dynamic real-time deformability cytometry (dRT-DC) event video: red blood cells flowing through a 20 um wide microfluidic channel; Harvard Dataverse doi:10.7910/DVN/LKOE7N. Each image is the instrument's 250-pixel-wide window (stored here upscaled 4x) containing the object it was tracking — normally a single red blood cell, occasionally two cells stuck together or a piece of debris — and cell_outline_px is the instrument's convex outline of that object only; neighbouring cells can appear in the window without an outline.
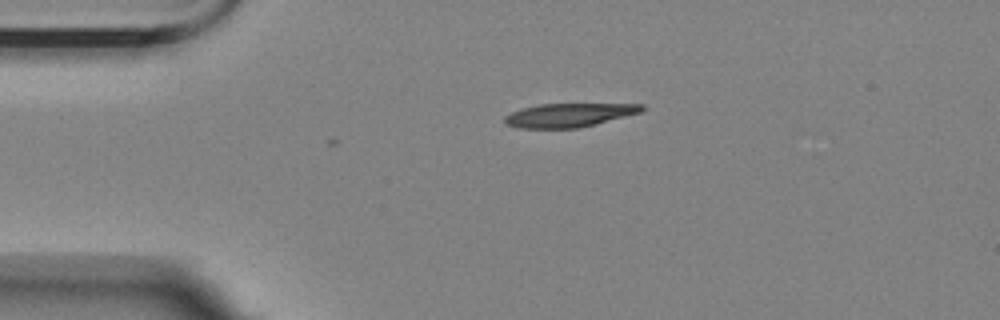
{"species": "Egyptian fruit bat (a non-hibernating species)", "species_latin": "Rousettus aegyptiacus", "temperature_condition": "room temperature", "stored_images_in_passage": 5, "camera_frame_rate_fps": 3000, "um_per_image_px": 0.085, "animal": {"sex": "female"}, "frame": {"image": 1, "passage_image": 1, "time_ms": 0.0, "image_size_px": [1000, 320], "cell_outline_px": [[644, 108], [640, 112], [596, 124], [580, 128], [520, 128], [504, 124], [504, 116], [520, 108], [540, 104], [644, 104]], "centroid_in_image_um": [48.31, 9.79], "position_along_channel_um": 36.7, "area_um2": 18.9}}